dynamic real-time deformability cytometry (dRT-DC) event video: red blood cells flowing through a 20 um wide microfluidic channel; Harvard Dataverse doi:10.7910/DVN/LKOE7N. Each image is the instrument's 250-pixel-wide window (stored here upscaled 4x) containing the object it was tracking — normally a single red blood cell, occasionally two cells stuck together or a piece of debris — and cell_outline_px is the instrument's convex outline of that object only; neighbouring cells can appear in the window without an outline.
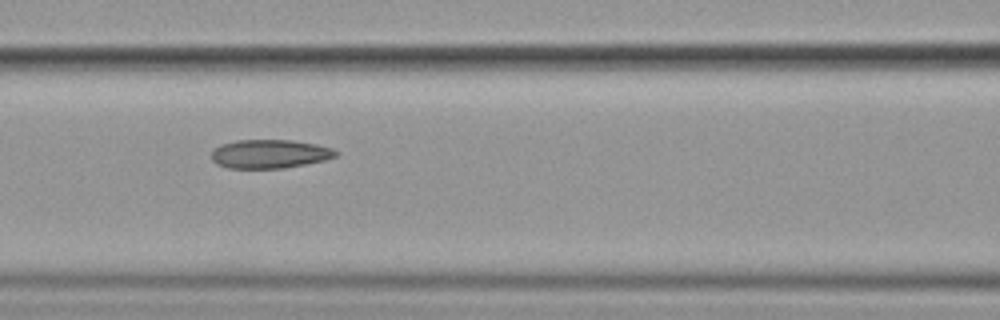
{"species": "common noctule bat (a hibernating species)", "species_latin": "Nyctalus noctula", "temperature_condition": "cold", "stored_images_in_passage": 15, "camera_frame_rate_fps": 3000, "um_per_image_px": 0.085, "animal": {"sex": "female", "body_mass_g": 19.9}, "frame": {"image": 1, "passage_image": 7, "time_ms": 7.667, "image_size_px": [1000, 320], "cell_outline_px": [[340, 152], [336, 156], [324, 160], [284, 168], [228, 168], [216, 164], [212, 160], [212, 152], [220, 144], [236, 140], [292, 140], [316, 144], [332, 148]], "centroid_in_image_um": [22.92, 13.08], "position_along_channel_um": 143.7, "area_um2": 20.81}}
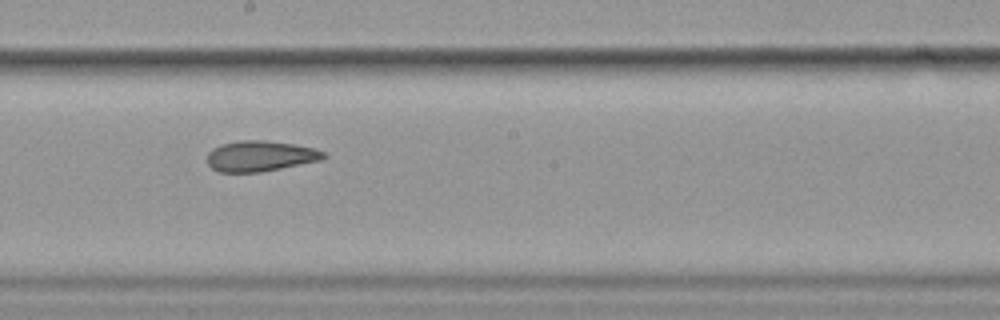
{"frame": {"image": 2, "passage_image": 9, "time_ms": 10.0, "image_size_px": [1000, 320], "cell_outline_px": [[328, 156], [320, 160], [260, 172], [220, 172], [212, 168], [208, 164], [208, 152], [212, 148], [220, 144], [240, 140], [264, 140], [296, 144], [316, 148], [324, 152]], "centroid_in_image_um": [22.12, 13.25], "position_along_channel_um": 226.1, "area_um2": 20.81}}
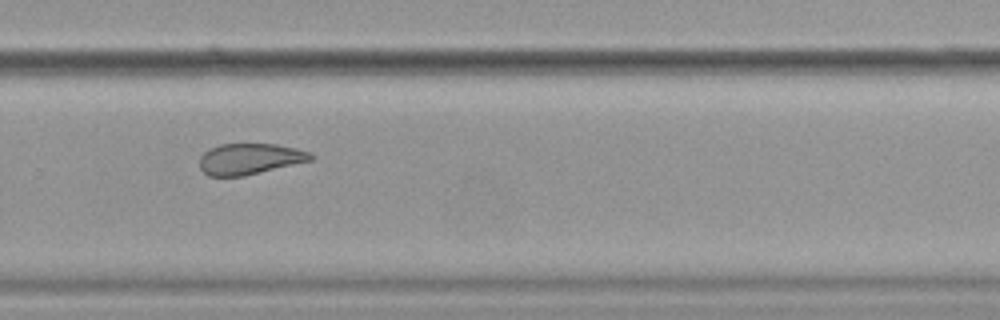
{"frame": {"image": 3, "passage_image": 11, "time_ms": 12.333, "image_size_px": [1000, 320], "cell_outline_px": [[316, 156], [312, 160], [244, 176], [208, 176], [200, 168], [200, 156], [208, 148], [220, 144], [276, 144], [296, 148], [308, 152]], "centroid_in_image_um": [21.21, 13.5], "position_along_channel_um": 308.6, "area_um2": 20.11}, "authors_computed_cell_mechanics": {"area_um2": 22.4842, "velocity_mm_per_s": 3.5338, "shape_relaxation_time_tau1_ms": null, "shape_relaxation_time_tau2_ms": 5.0663, "deformation_change_tau1": null, "deformation_change_tau2": 0.1105}}